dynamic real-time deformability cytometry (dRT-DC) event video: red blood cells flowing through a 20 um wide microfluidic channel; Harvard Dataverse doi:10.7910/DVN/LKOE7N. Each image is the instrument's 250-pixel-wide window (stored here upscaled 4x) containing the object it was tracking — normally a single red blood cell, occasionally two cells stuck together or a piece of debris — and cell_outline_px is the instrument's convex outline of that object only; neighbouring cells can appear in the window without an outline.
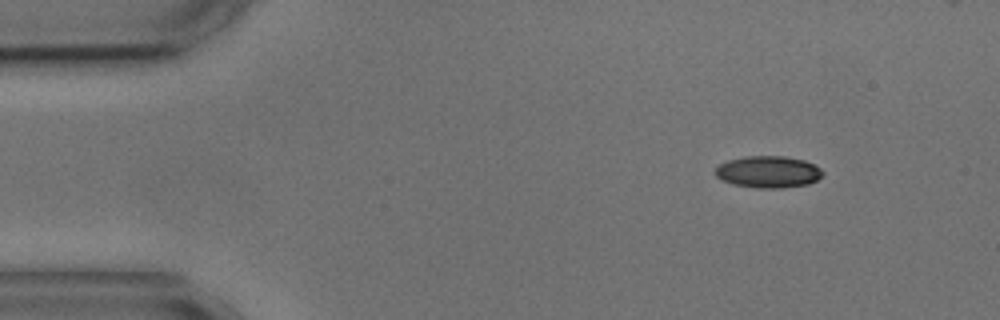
{"species": "common noctule bat (a hibernating species)", "species_latin": "Nyctalus noctula", "temperature_condition": "cold", "stored_images_in_passage": 6, "camera_frame_rate_fps": 3000, "um_per_image_px": 0.085, "animal": {"sex": "male", "body_mass_g": 17.9, "forearm_length_mm": 54.2}, "frame": {"image": 1, "passage_image": 1, "time_ms": 0.0, "image_size_px": [1000, 320], "cell_outline_px": [[824, 172], [816, 180], [808, 184], [784, 188], [756, 188], [732, 184], [720, 180], [712, 172], [720, 164], [728, 160], [748, 156], [784, 156], [804, 160], [820, 168]], "centroid_in_image_um": [65.26, 14.62], "position_along_channel_um": 19.7, "area_um2": 20.0}}
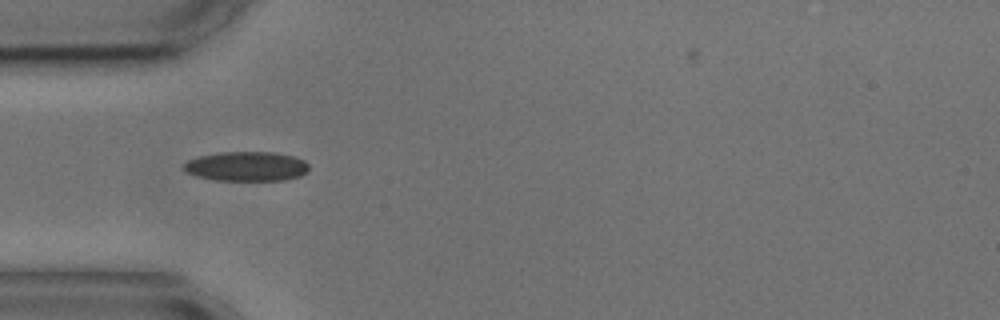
{"frame": {"image": 2, "passage_image": 3, "time_ms": 3.333, "image_size_px": [1000, 320], "cell_outline_px": [[308, 172], [300, 176], [284, 180], [216, 180], [196, 176], [184, 172], [180, 168], [188, 160], [200, 156], [220, 152], [276, 152], [292, 156], [304, 160], [308, 164]], "centroid_in_image_um": [20.93, 14.14], "position_along_channel_um": 64.1, "area_um2": 21.68}}